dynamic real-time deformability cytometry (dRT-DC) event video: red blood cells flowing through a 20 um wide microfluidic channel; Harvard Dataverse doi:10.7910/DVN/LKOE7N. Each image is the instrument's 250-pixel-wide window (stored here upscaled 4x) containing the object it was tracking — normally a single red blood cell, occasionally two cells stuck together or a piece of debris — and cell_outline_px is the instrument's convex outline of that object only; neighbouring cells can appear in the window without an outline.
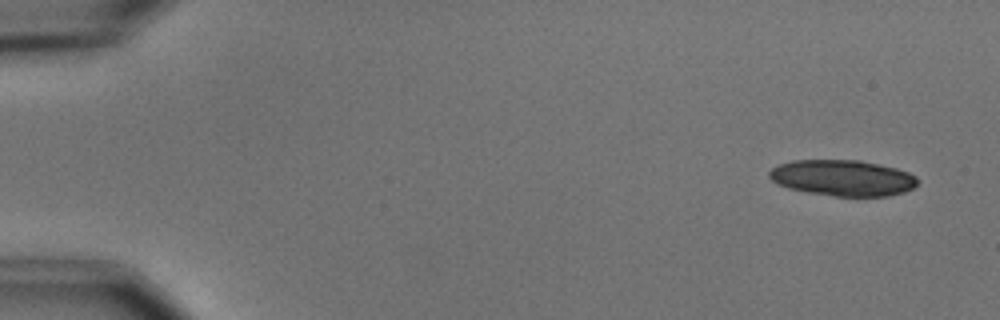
{"species": "common noctule bat (a hibernating species)", "species_latin": "Nyctalus noctula", "temperature_condition": "cold", "stored_images_in_passage": 5, "camera_frame_rate_fps": 3000, "um_per_image_px": 0.085, "animal": {"sex": "male", "body_mass_g": 15.6}, "frame": {"image": 1, "passage_image": 1, "time_ms": 0.0, "image_size_px": [1000, 320], "cell_outline_px": [[916, 184], [912, 188], [904, 192], [888, 196], [836, 196], [808, 192], [788, 188], [776, 184], [768, 176], [768, 172], [772, 168], [780, 164], [792, 160], [860, 160], [896, 168], [908, 172], [916, 176]], "centroid_in_image_um": [71.6, 15.12], "position_along_channel_um": 13.4, "area_um2": 31.04}}